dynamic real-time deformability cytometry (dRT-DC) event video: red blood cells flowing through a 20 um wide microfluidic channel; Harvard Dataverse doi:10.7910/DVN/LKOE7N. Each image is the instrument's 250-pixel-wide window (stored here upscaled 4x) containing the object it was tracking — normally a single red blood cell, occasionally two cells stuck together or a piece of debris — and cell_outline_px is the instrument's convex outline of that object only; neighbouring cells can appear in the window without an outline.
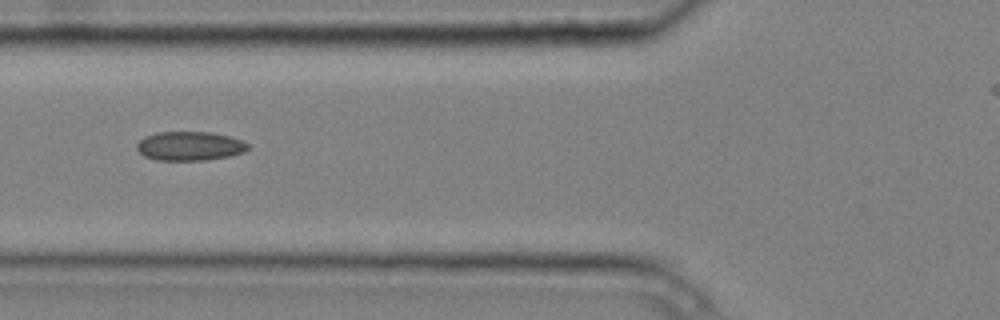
{"species": "common noctule bat (a hibernating species)", "species_latin": "Nyctalus noctula", "temperature_condition": "cold", "stored_images_in_passage": 5, "camera_frame_rate_fps": 3000, "um_per_image_px": 0.085, "animal": {"sex": "male", "body_mass_g": 20.4}, "frame": {"image": 1, "passage_image": 3, "time_ms": 0.667, "image_size_px": [1000, 320], "cell_outline_px": [[248, 148], [244, 152], [232, 156], [204, 160], [156, 160], [144, 156], [136, 148], [136, 144], [144, 136], [156, 132], [212, 132], [228, 136], [240, 140], [248, 144]], "centroid_in_image_um": [16.1, 12.41], "position_along_channel_um": 109.7, "area_um2": 18.84}}
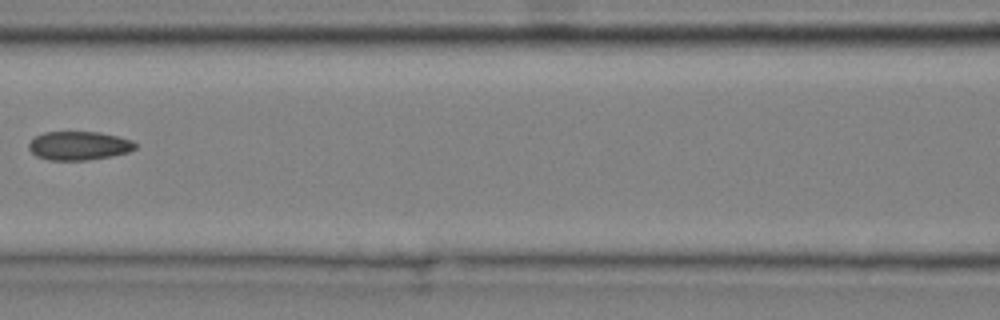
{"frame": {"image": 2, "passage_image": 4, "time_ms": 1.0, "image_size_px": [1000, 320], "cell_outline_px": [[136, 148], [128, 152], [112, 156], [88, 160], [48, 160], [36, 156], [28, 148], [28, 144], [36, 136], [44, 132], [100, 132], [132, 140], [136, 144]], "centroid_in_image_um": [6.7, 12.39], "position_along_channel_um": 159.9, "area_um2": 17.8}}
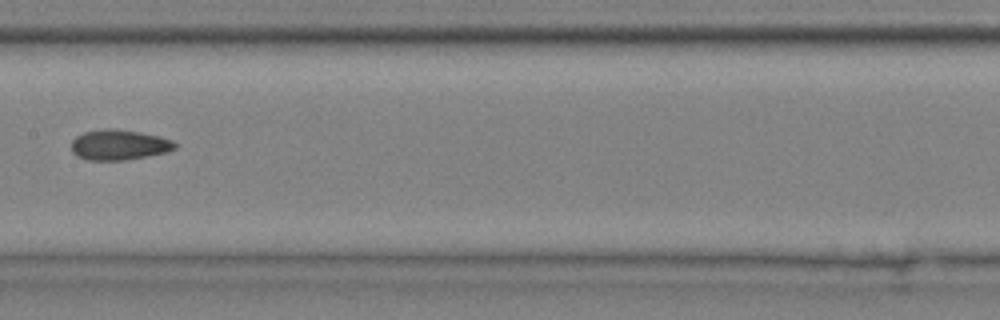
{"frame": {"image": 3, "passage_image": 5, "time_ms": 1.333, "image_size_px": [1000, 320], "cell_outline_px": [[176, 148], [168, 152], [148, 156], [124, 160], [88, 160], [76, 156], [72, 152], [72, 140], [76, 136], [84, 132], [104, 128], [112, 128], [140, 132], [160, 136], [172, 140], [176, 144]], "centroid_in_image_um": [10.12, 12.31], "position_along_channel_um": 197.3, "area_um2": 18.44}}